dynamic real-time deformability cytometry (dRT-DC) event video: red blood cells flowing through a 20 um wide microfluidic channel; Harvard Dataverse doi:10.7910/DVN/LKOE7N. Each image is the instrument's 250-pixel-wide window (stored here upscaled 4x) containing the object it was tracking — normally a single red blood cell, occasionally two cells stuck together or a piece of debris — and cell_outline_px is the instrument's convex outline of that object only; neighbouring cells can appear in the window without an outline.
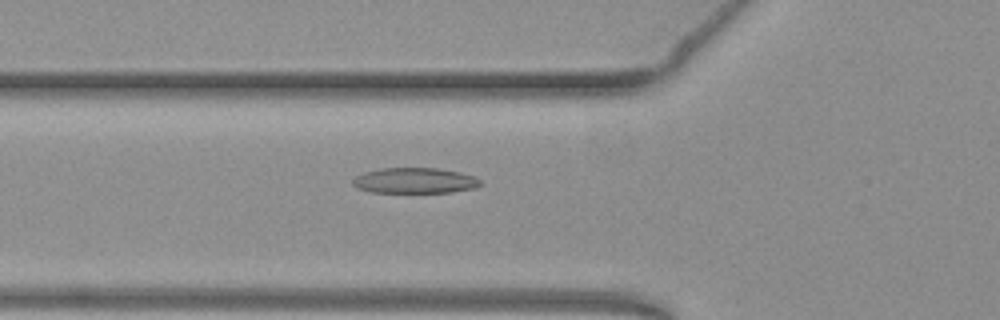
{"species": "common noctule bat (a hibernating species)", "species_latin": "Nyctalus noctula", "temperature_condition": "warm", "stored_images_in_passage": 35, "camera_frame_rate_fps": 3000, "um_per_image_px": 0.085, "animal": {"sex": "female", "body_mass_g": 19.3, "forearm_length_mm": 54.1}, "frame": {"image": 1, "passage_image": 14, "time_ms": 4.333, "image_size_px": [1000, 320], "cell_outline_px": [[480, 184], [472, 188], [452, 192], [368, 192], [356, 188], [352, 184], [352, 180], [356, 176], [364, 172], [380, 168], [436, 168], [460, 172], [476, 176], [480, 180]], "centroid_in_image_um": [35.21, 15.34], "position_along_channel_um": 90.6, "area_um2": 19.02}}
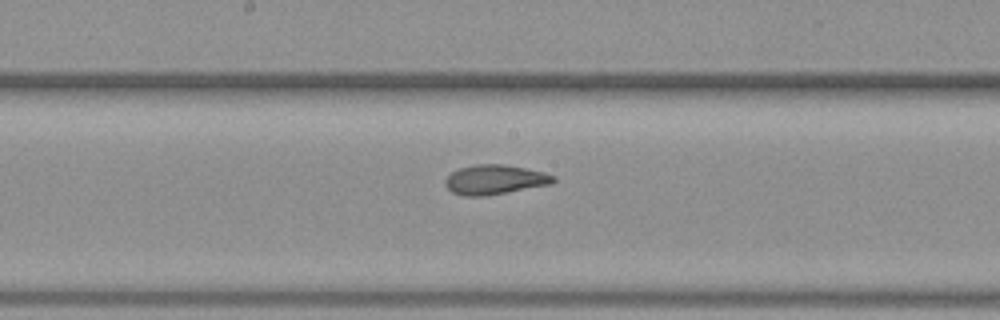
{"frame": {"image": 2, "passage_image": 23, "time_ms": 7.333, "image_size_px": [1000, 320], "cell_outline_px": [[556, 180], [552, 184], [484, 196], [464, 196], [452, 192], [444, 184], [444, 180], [452, 172], [460, 168], [476, 164], [504, 164], [544, 172], [556, 176]], "centroid_in_image_um": [42.06, 15.27], "position_along_channel_um": 206.1, "area_um2": 18.61}}
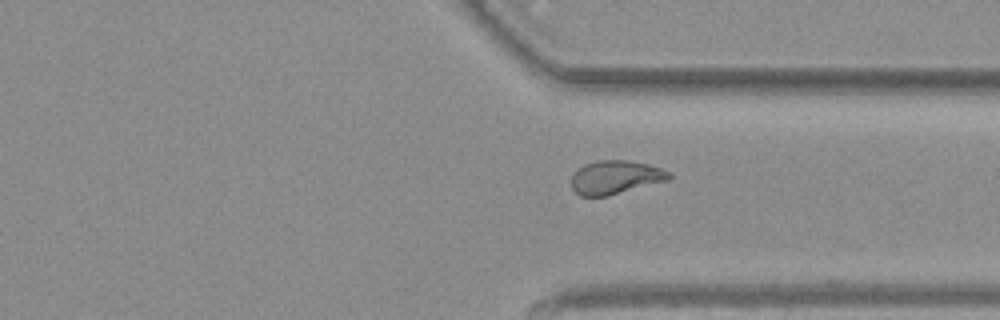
{"frame": {"image": 3, "passage_image": 35, "time_ms": 11.333, "image_size_px": [1000, 320], "cell_outline_px": [[672, 176], [668, 180], [608, 196], [580, 196], [572, 188], [572, 176], [584, 164], [596, 160], [628, 160], [648, 164], [672, 172]], "centroid_in_image_um": [52.33, 15.06], "position_along_channel_um": 359.1, "area_um2": 19.07}}